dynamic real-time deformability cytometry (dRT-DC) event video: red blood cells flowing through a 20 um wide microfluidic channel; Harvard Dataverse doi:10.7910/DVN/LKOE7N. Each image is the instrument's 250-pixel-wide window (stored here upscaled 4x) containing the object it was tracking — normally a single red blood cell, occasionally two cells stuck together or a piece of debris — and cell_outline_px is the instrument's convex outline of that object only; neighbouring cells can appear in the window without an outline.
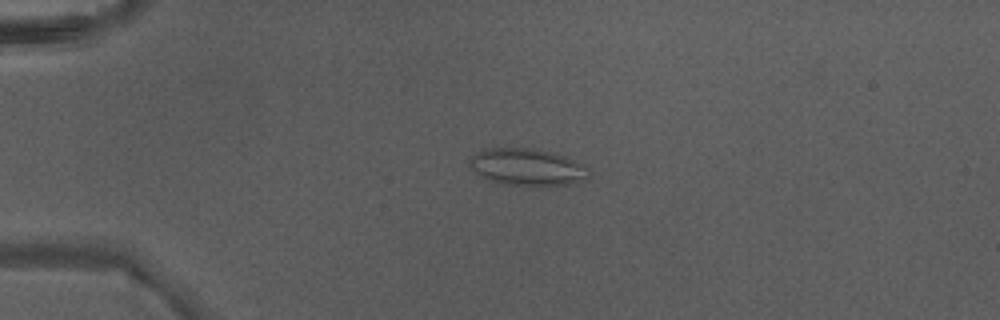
{"species": "Egyptian fruit bat (a non-hibernating species)", "species_latin": "Rousettus aegyptiacus", "temperature_condition": "warm", "stored_images_in_passage": 5, "camera_frame_rate_fps": 3000, "um_per_image_px": 0.085, "animal": {"sex": "male"}, "frame": {"image": 1, "passage_image": 3, "time_ms": 0.667, "image_size_px": [1000, 320], "cell_outline_px": [[588, 176], [584, 180], [572, 184], [548, 188], [500, 184], [488, 180], [476, 172], [468, 164], [468, 160], [476, 152], [488, 148], [532, 148], [552, 152], [568, 156], [580, 164]], "centroid_in_image_um": [44.79, 14.23], "position_along_channel_um": 40.2, "area_um2": 26.18}}